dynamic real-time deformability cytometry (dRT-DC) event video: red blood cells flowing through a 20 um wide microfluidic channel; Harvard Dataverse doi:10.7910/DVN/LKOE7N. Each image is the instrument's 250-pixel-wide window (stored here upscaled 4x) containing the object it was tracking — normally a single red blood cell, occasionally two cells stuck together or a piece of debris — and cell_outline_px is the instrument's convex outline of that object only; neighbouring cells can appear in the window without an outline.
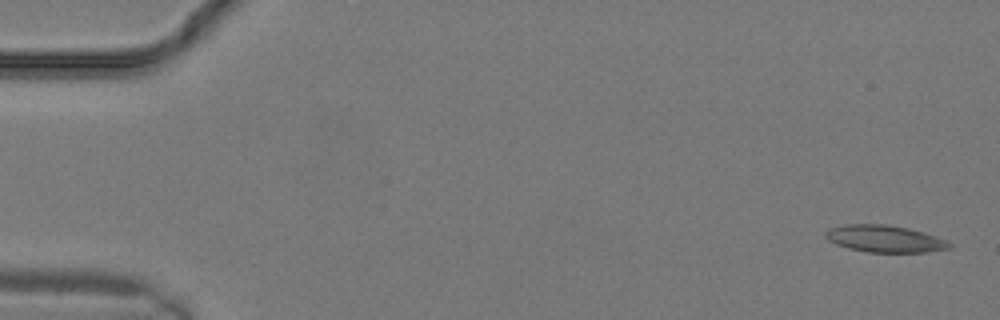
{"species": "common noctule bat (a hibernating species)", "species_latin": "Nyctalus noctula", "temperature_condition": "warm", "stored_images_in_passage": 8, "camera_frame_rate_fps": 3000, "um_per_image_px": 0.085, "animal": {"sex": "male", "body_mass_g": 19.2, "forearm_length_mm": 51.8}, "frame": {"image": 1, "passage_image": 1, "time_ms": 0.0, "image_size_px": [1000, 320], "cell_outline_px": [[952, 244], [948, 248], [928, 252], [868, 252], [848, 248], [836, 244], [828, 240], [824, 236], [824, 232], [828, 228], [844, 224], [888, 224], [908, 228], [924, 232], [944, 240]], "centroid_in_image_um": [75.13, 20.28], "position_along_channel_um": 9.9, "area_um2": 19.48}}
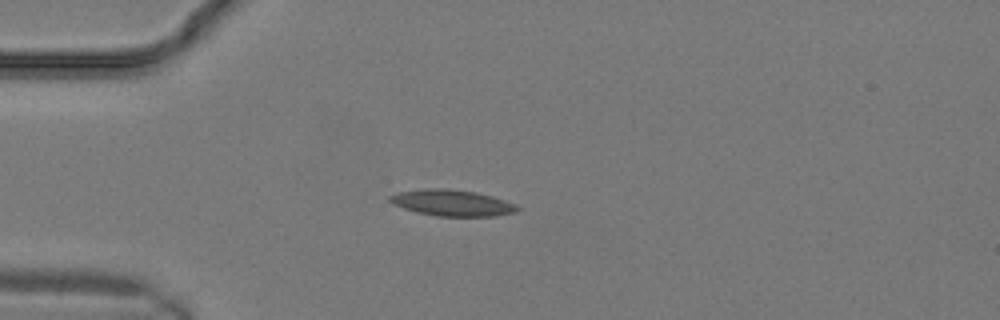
{"frame": {"image": 2, "passage_image": 7, "time_ms": 2.0, "image_size_px": [1000, 320], "cell_outline_px": [[520, 208], [516, 212], [496, 216], [436, 216], [416, 212], [392, 204], [388, 200], [388, 196], [396, 192], [424, 188], [448, 188], [476, 192], [492, 196], [516, 204]], "centroid_in_image_um": [38.39, 17.23], "position_along_channel_um": 46.6, "area_um2": 19.71}}